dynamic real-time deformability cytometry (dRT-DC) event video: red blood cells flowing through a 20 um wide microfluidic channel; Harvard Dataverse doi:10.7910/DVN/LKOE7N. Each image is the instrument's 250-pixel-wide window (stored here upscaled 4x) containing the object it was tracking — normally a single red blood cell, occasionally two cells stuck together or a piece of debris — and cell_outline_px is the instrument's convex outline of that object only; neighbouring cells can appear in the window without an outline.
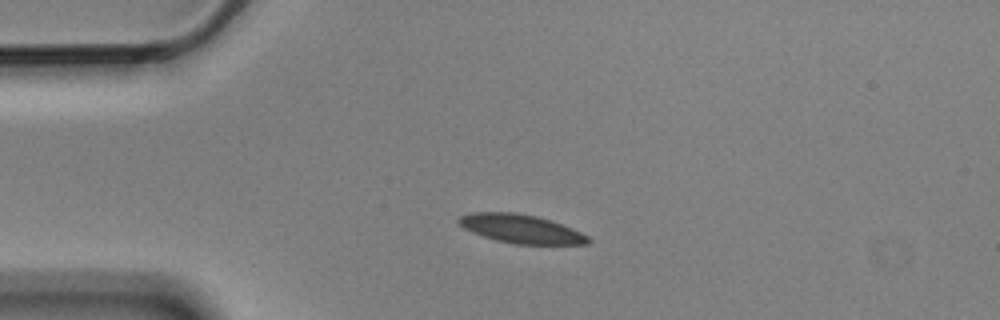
{"species": "Egyptian fruit bat (a non-hibernating species)", "species_latin": "Rousettus aegyptiacus", "temperature_condition": "cold", "stored_images_in_passage": 5, "camera_frame_rate_fps": 3000, "um_per_image_px": 0.085, "animal": {"sex": "male"}, "frame": {"image": 1, "passage_image": 3, "time_ms": 0.667, "image_size_px": [1000, 320], "cell_outline_px": [[592, 240], [588, 244], [512, 244], [496, 240], [472, 232], [456, 224], [456, 220], [460, 216], [472, 212], [516, 212], [536, 216], [572, 228], [588, 236]], "centroid_in_image_um": [44.24, 19.45], "position_along_channel_um": 40.8, "area_um2": 21.62}}
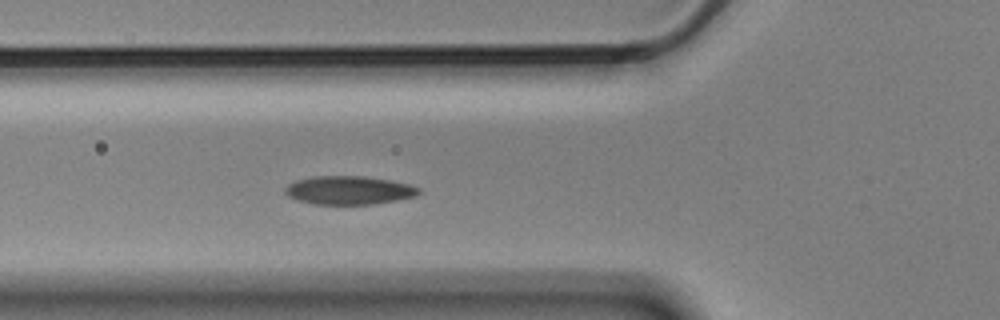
{"frame": {"image": 2, "passage_image": 5, "time_ms": 1.333, "image_size_px": [1000, 320], "cell_outline_px": [[420, 192], [416, 196], [376, 204], [312, 204], [296, 200], [288, 196], [284, 192], [284, 188], [288, 184], [296, 180], [312, 176], [364, 176], [388, 180], [408, 184], [420, 188]], "centroid_in_image_um": [29.62, 16.17], "position_along_channel_um": 96.2, "area_um2": 22.25}}